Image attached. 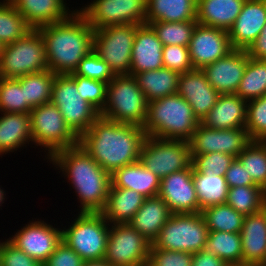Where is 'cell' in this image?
<instances>
[{"instance_id": "obj_48", "label": "cell", "mask_w": 266, "mask_h": 266, "mask_svg": "<svg viewBox=\"0 0 266 266\" xmlns=\"http://www.w3.org/2000/svg\"><path fill=\"white\" fill-rule=\"evenodd\" d=\"M191 264V253L150 248L147 266H191Z\"/></svg>"}, {"instance_id": "obj_10", "label": "cell", "mask_w": 266, "mask_h": 266, "mask_svg": "<svg viewBox=\"0 0 266 266\" xmlns=\"http://www.w3.org/2000/svg\"><path fill=\"white\" fill-rule=\"evenodd\" d=\"M138 24L111 25L94 30L93 50L115 75H130Z\"/></svg>"}, {"instance_id": "obj_52", "label": "cell", "mask_w": 266, "mask_h": 266, "mask_svg": "<svg viewBox=\"0 0 266 266\" xmlns=\"http://www.w3.org/2000/svg\"><path fill=\"white\" fill-rule=\"evenodd\" d=\"M248 56L257 60H266V24L263 26L259 36L246 50Z\"/></svg>"}, {"instance_id": "obj_8", "label": "cell", "mask_w": 266, "mask_h": 266, "mask_svg": "<svg viewBox=\"0 0 266 266\" xmlns=\"http://www.w3.org/2000/svg\"><path fill=\"white\" fill-rule=\"evenodd\" d=\"M48 69L45 45L38 29H31L14 43L3 46L0 78H19Z\"/></svg>"}, {"instance_id": "obj_18", "label": "cell", "mask_w": 266, "mask_h": 266, "mask_svg": "<svg viewBox=\"0 0 266 266\" xmlns=\"http://www.w3.org/2000/svg\"><path fill=\"white\" fill-rule=\"evenodd\" d=\"M158 195L168 205L172 214L202 211L195 191L192 165L161 179Z\"/></svg>"}, {"instance_id": "obj_45", "label": "cell", "mask_w": 266, "mask_h": 266, "mask_svg": "<svg viewBox=\"0 0 266 266\" xmlns=\"http://www.w3.org/2000/svg\"><path fill=\"white\" fill-rule=\"evenodd\" d=\"M76 82V88L82 99L89 102L99 113L106 102L107 83L84 78L74 73L69 74Z\"/></svg>"}, {"instance_id": "obj_25", "label": "cell", "mask_w": 266, "mask_h": 266, "mask_svg": "<svg viewBox=\"0 0 266 266\" xmlns=\"http://www.w3.org/2000/svg\"><path fill=\"white\" fill-rule=\"evenodd\" d=\"M247 101L236 94H220L216 104L200 122L211 129L245 128Z\"/></svg>"}, {"instance_id": "obj_54", "label": "cell", "mask_w": 266, "mask_h": 266, "mask_svg": "<svg viewBox=\"0 0 266 266\" xmlns=\"http://www.w3.org/2000/svg\"><path fill=\"white\" fill-rule=\"evenodd\" d=\"M82 266H112L107 260H91V261H84Z\"/></svg>"}, {"instance_id": "obj_21", "label": "cell", "mask_w": 266, "mask_h": 266, "mask_svg": "<svg viewBox=\"0 0 266 266\" xmlns=\"http://www.w3.org/2000/svg\"><path fill=\"white\" fill-rule=\"evenodd\" d=\"M177 93L190 104L193 114L200 122L216 104L220 95L201 69L181 73Z\"/></svg>"}, {"instance_id": "obj_13", "label": "cell", "mask_w": 266, "mask_h": 266, "mask_svg": "<svg viewBox=\"0 0 266 266\" xmlns=\"http://www.w3.org/2000/svg\"><path fill=\"white\" fill-rule=\"evenodd\" d=\"M77 10L94 30L111 25H144L147 0H92Z\"/></svg>"}, {"instance_id": "obj_37", "label": "cell", "mask_w": 266, "mask_h": 266, "mask_svg": "<svg viewBox=\"0 0 266 266\" xmlns=\"http://www.w3.org/2000/svg\"><path fill=\"white\" fill-rule=\"evenodd\" d=\"M266 94V60L249 57L236 95L250 101Z\"/></svg>"}, {"instance_id": "obj_46", "label": "cell", "mask_w": 266, "mask_h": 266, "mask_svg": "<svg viewBox=\"0 0 266 266\" xmlns=\"http://www.w3.org/2000/svg\"><path fill=\"white\" fill-rule=\"evenodd\" d=\"M74 74L109 83L116 75L110 66L92 50L78 64Z\"/></svg>"}, {"instance_id": "obj_20", "label": "cell", "mask_w": 266, "mask_h": 266, "mask_svg": "<svg viewBox=\"0 0 266 266\" xmlns=\"http://www.w3.org/2000/svg\"><path fill=\"white\" fill-rule=\"evenodd\" d=\"M266 24V0H246L228 31L232 49L247 50Z\"/></svg>"}, {"instance_id": "obj_23", "label": "cell", "mask_w": 266, "mask_h": 266, "mask_svg": "<svg viewBox=\"0 0 266 266\" xmlns=\"http://www.w3.org/2000/svg\"><path fill=\"white\" fill-rule=\"evenodd\" d=\"M241 235L243 266H264L266 256V207L245 216Z\"/></svg>"}, {"instance_id": "obj_2", "label": "cell", "mask_w": 266, "mask_h": 266, "mask_svg": "<svg viewBox=\"0 0 266 266\" xmlns=\"http://www.w3.org/2000/svg\"><path fill=\"white\" fill-rule=\"evenodd\" d=\"M74 189L79 212H101L111 187V175L81 146L59 150L48 160Z\"/></svg>"}, {"instance_id": "obj_56", "label": "cell", "mask_w": 266, "mask_h": 266, "mask_svg": "<svg viewBox=\"0 0 266 266\" xmlns=\"http://www.w3.org/2000/svg\"><path fill=\"white\" fill-rule=\"evenodd\" d=\"M3 46H4V45L0 42V56H1V54H2Z\"/></svg>"}, {"instance_id": "obj_16", "label": "cell", "mask_w": 266, "mask_h": 266, "mask_svg": "<svg viewBox=\"0 0 266 266\" xmlns=\"http://www.w3.org/2000/svg\"><path fill=\"white\" fill-rule=\"evenodd\" d=\"M188 142L191 154L220 152L237 157L251 140L245 128L219 130L199 123Z\"/></svg>"}, {"instance_id": "obj_55", "label": "cell", "mask_w": 266, "mask_h": 266, "mask_svg": "<svg viewBox=\"0 0 266 266\" xmlns=\"http://www.w3.org/2000/svg\"><path fill=\"white\" fill-rule=\"evenodd\" d=\"M5 196H6V191L0 187V209H2L1 208V206H3L2 204H4L6 198Z\"/></svg>"}, {"instance_id": "obj_39", "label": "cell", "mask_w": 266, "mask_h": 266, "mask_svg": "<svg viewBox=\"0 0 266 266\" xmlns=\"http://www.w3.org/2000/svg\"><path fill=\"white\" fill-rule=\"evenodd\" d=\"M236 159L253 182L266 191V141H251Z\"/></svg>"}, {"instance_id": "obj_41", "label": "cell", "mask_w": 266, "mask_h": 266, "mask_svg": "<svg viewBox=\"0 0 266 266\" xmlns=\"http://www.w3.org/2000/svg\"><path fill=\"white\" fill-rule=\"evenodd\" d=\"M196 24L197 20L185 22L156 21L148 23L161 40L163 46L180 45L185 47L189 46Z\"/></svg>"}, {"instance_id": "obj_3", "label": "cell", "mask_w": 266, "mask_h": 266, "mask_svg": "<svg viewBox=\"0 0 266 266\" xmlns=\"http://www.w3.org/2000/svg\"><path fill=\"white\" fill-rule=\"evenodd\" d=\"M45 45L48 69L71 74L93 50L94 29L77 10L65 20L38 28Z\"/></svg>"}, {"instance_id": "obj_29", "label": "cell", "mask_w": 266, "mask_h": 266, "mask_svg": "<svg viewBox=\"0 0 266 266\" xmlns=\"http://www.w3.org/2000/svg\"><path fill=\"white\" fill-rule=\"evenodd\" d=\"M246 0H197V23L229 31Z\"/></svg>"}, {"instance_id": "obj_27", "label": "cell", "mask_w": 266, "mask_h": 266, "mask_svg": "<svg viewBox=\"0 0 266 266\" xmlns=\"http://www.w3.org/2000/svg\"><path fill=\"white\" fill-rule=\"evenodd\" d=\"M0 156L15 152L32 144L29 113L0 112Z\"/></svg>"}, {"instance_id": "obj_4", "label": "cell", "mask_w": 266, "mask_h": 266, "mask_svg": "<svg viewBox=\"0 0 266 266\" xmlns=\"http://www.w3.org/2000/svg\"><path fill=\"white\" fill-rule=\"evenodd\" d=\"M200 121L178 93L148 102L143 131L147 136L188 142Z\"/></svg>"}, {"instance_id": "obj_7", "label": "cell", "mask_w": 266, "mask_h": 266, "mask_svg": "<svg viewBox=\"0 0 266 266\" xmlns=\"http://www.w3.org/2000/svg\"><path fill=\"white\" fill-rule=\"evenodd\" d=\"M29 114L32 145L45 149L44 160L59 150L79 145V137L66 124L60 110L52 102L34 107Z\"/></svg>"}, {"instance_id": "obj_50", "label": "cell", "mask_w": 266, "mask_h": 266, "mask_svg": "<svg viewBox=\"0 0 266 266\" xmlns=\"http://www.w3.org/2000/svg\"><path fill=\"white\" fill-rule=\"evenodd\" d=\"M83 262L84 260L74 250L61 241L42 266H82Z\"/></svg>"}, {"instance_id": "obj_1", "label": "cell", "mask_w": 266, "mask_h": 266, "mask_svg": "<svg viewBox=\"0 0 266 266\" xmlns=\"http://www.w3.org/2000/svg\"><path fill=\"white\" fill-rule=\"evenodd\" d=\"M146 137L141 126L99 116L79 137V146L111 175L118 168L139 160Z\"/></svg>"}, {"instance_id": "obj_22", "label": "cell", "mask_w": 266, "mask_h": 266, "mask_svg": "<svg viewBox=\"0 0 266 266\" xmlns=\"http://www.w3.org/2000/svg\"><path fill=\"white\" fill-rule=\"evenodd\" d=\"M162 51L163 44L154 30L148 24L140 25L133 42L130 75L163 68Z\"/></svg>"}, {"instance_id": "obj_31", "label": "cell", "mask_w": 266, "mask_h": 266, "mask_svg": "<svg viewBox=\"0 0 266 266\" xmlns=\"http://www.w3.org/2000/svg\"><path fill=\"white\" fill-rule=\"evenodd\" d=\"M180 75L181 73L178 71L163 67L158 70L136 73L133 77L144 93L147 102H150L176 94Z\"/></svg>"}, {"instance_id": "obj_34", "label": "cell", "mask_w": 266, "mask_h": 266, "mask_svg": "<svg viewBox=\"0 0 266 266\" xmlns=\"http://www.w3.org/2000/svg\"><path fill=\"white\" fill-rule=\"evenodd\" d=\"M193 181L200 209L226 204L228 185L225 176L204 174L193 168Z\"/></svg>"}, {"instance_id": "obj_47", "label": "cell", "mask_w": 266, "mask_h": 266, "mask_svg": "<svg viewBox=\"0 0 266 266\" xmlns=\"http://www.w3.org/2000/svg\"><path fill=\"white\" fill-rule=\"evenodd\" d=\"M162 60L164 68L185 73L193 68L188 47L180 45L163 46Z\"/></svg>"}, {"instance_id": "obj_33", "label": "cell", "mask_w": 266, "mask_h": 266, "mask_svg": "<svg viewBox=\"0 0 266 266\" xmlns=\"http://www.w3.org/2000/svg\"><path fill=\"white\" fill-rule=\"evenodd\" d=\"M204 250L219 257L228 266H243L240 233L209 231Z\"/></svg>"}, {"instance_id": "obj_38", "label": "cell", "mask_w": 266, "mask_h": 266, "mask_svg": "<svg viewBox=\"0 0 266 266\" xmlns=\"http://www.w3.org/2000/svg\"><path fill=\"white\" fill-rule=\"evenodd\" d=\"M209 231L240 233L245 216L227 204L213 205L201 211Z\"/></svg>"}, {"instance_id": "obj_15", "label": "cell", "mask_w": 266, "mask_h": 266, "mask_svg": "<svg viewBox=\"0 0 266 266\" xmlns=\"http://www.w3.org/2000/svg\"><path fill=\"white\" fill-rule=\"evenodd\" d=\"M30 220L8 240L31 258L43 264L62 241V229L44 220Z\"/></svg>"}, {"instance_id": "obj_12", "label": "cell", "mask_w": 266, "mask_h": 266, "mask_svg": "<svg viewBox=\"0 0 266 266\" xmlns=\"http://www.w3.org/2000/svg\"><path fill=\"white\" fill-rule=\"evenodd\" d=\"M139 161L163 179L192 165L189 142L147 136L141 147Z\"/></svg>"}, {"instance_id": "obj_17", "label": "cell", "mask_w": 266, "mask_h": 266, "mask_svg": "<svg viewBox=\"0 0 266 266\" xmlns=\"http://www.w3.org/2000/svg\"><path fill=\"white\" fill-rule=\"evenodd\" d=\"M188 50L193 68L202 69L233 49L227 31L197 23Z\"/></svg>"}, {"instance_id": "obj_36", "label": "cell", "mask_w": 266, "mask_h": 266, "mask_svg": "<svg viewBox=\"0 0 266 266\" xmlns=\"http://www.w3.org/2000/svg\"><path fill=\"white\" fill-rule=\"evenodd\" d=\"M55 75L47 69L42 72L26 74L18 78L20 83L24 85L26 103L32 109L51 102L52 84Z\"/></svg>"}, {"instance_id": "obj_32", "label": "cell", "mask_w": 266, "mask_h": 266, "mask_svg": "<svg viewBox=\"0 0 266 266\" xmlns=\"http://www.w3.org/2000/svg\"><path fill=\"white\" fill-rule=\"evenodd\" d=\"M197 0H147L146 24L196 20Z\"/></svg>"}, {"instance_id": "obj_5", "label": "cell", "mask_w": 266, "mask_h": 266, "mask_svg": "<svg viewBox=\"0 0 266 266\" xmlns=\"http://www.w3.org/2000/svg\"><path fill=\"white\" fill-rule=\"evenodd\" d=\"M148 102L131 75H116L108 84L106 102L100 116L123 124L143 127Z\"/></svg>"}, {"instance_id": "obj_30", "label": "cell", "mask_w": 266, "mask_h": 266, "mask_svg": "<svg viewBox=\"0 0 266 266\" xmlns=\"http://www.w3.org/2000/svg\"><path fill=\"white\" fill-rule=\"evenodd\" d=\"M145 197L128 188L112 184L104 209L100 212L110 224H127L141 208Z\"/></svg>"}, {"instance_id": "obj_43", "label": "cell", "mask_w": 266, "mask_h": 266, "mask_svg": "<svg viewBox=\"0 0 266 266\" xmlns=\"http://www.w3.org/2000/svg\"><path fill=\"white\" fill-rule=\"evenodd\" d=\"M246 124L251 141H266V94L247 101Z\"/></svg>"}, {"instance_id": "obj_57", "label": "cell", "mask_w": 266, "mask_h": 266, "mask_svg": "<svg viewBox=\"0 0 266 266\" xmlns=\"http://www.w3.org/2000/svg\"><path fill=\"white\" fill-rule=\"evenodd\" d=\"M264 266H266V256H265V260H264Z\"/></svg>"}, {"instance_id": "obj_53", "label": "cell", "mask_w": 266, "mask_h": 266, "mask_svg": "<svg viewBox=\"0 0 266 266\" xmlns=\"http://www.w3.org/2000/svg\"><path fill=\"white\" fill-rule=\"evenodd\" d=\"M191 266H228L219 257L201 250L197 253L192 254V264Z\"/></svg>"}, {"instance_id": "obj_24", "label": "cell", "mask_w": 266, "mask_h": 266, "mask_svg": "<svg viewBox=\"0 0 266 266\" xmlns=\"http://www.w3.org/2000/svg\"><path fill=\"white\" fill-rule=\"evenodd\" d=\"M32 29L67 19L75 10L66 0H9ZM65 1V2H64ZM70 9V10H69Z\"/></svg>"}, {"instance_id": "obj_51", "label": "cell", "mask_w": 266, "mask_h": 266, "mask_svg": "<svg viewBox=\"0 0 266 266\" xmlns=\"http://www.w3.org/2000/svg\"><path fill=\"white\" fill-rule=\"evenodd\" d=\"M228 188L256 185L245 167L235 158L225 174Z\"/></svg>"}, {"instance_id": "obj_35", "label": "cell", "mask_w": 266, "mask_h": 266, "mask_svg": "<svg viewBox=\"0 0 266 266\" xmlns=\"http://www.w3.org/2000/svg\"><path fill=\"white\" fill-rule=\"evenodd\" d=\"M226 204L248 216L266 207V191L257 185L228 188Z\"/></svg>"}, {"instance_id": "obj_49", "label": "cell", "mask_w": 266, "mask_h": 266, "mask_svg": "<svg viewBox=\"0 0 266 266\" xmlns=\"http://www.w3.org/2000/svg\"><path fill=\"white\" fill-rule=\"evenodd\" d=\"M2 241V242H1ZM0 241V266H42V264L18 249L8 239Z\"/></svg>"}, {"instance_id": "obj_6", "label": "cell", "mask_w": 266, "mask_h": 266, "mask_svg": "<svg viewBox=\"0 0 266 266\" xmlns=\"http://www.w3.org/2000/svg\"><path fill=\"white\" fill-rule=\"evenodd\" d=\"M68 226L62 228V241L84 261L104 259L110 223L100 212H78Z\"/></svg>"}, {"instance_id": "obj_28", "label": "cell", "mask_w": 266, "mask_h": 266, "mask_svg": "<svg viewBox=\"0 0 266 266\" xmlns=\"http://www.w3.org/2000/svg\"><path fill=\"white\" fill-rule=\"evenodd\" d=\"M161 179L149 171L138 160L118 168L111 174V184L115 188L132 189L145 198L157 196Z\"/></svg>"}, {"instance_id": "obj_11", "label": "cell", "mask_w": 266, "mask_h": 266, "mask_svg": "<svg viewBox=\"0 0 266 266\" xmlns=\"http://www.w3.org/2000/svg\"><path fill=\"white\" fill-rule=\"evenodd\" d=\"M51 102L60 110L66 124L78 137L100 116L89 102L82 99L75 80L69 74L55 75Z\"/></svg>"}, {"instance_id": "obj_26", "label": "cell", "mask_w": 266, "mask_h": 266, "mask_svg": "<svg viewBox=\"0 0 266 266\" xmlns=\"http://www.w3.org/2000/svg\"><path fill=\"white\" fill-rule=\"evenodd\" d=\"M171 215L168 205L157 195L144 199L129 224L153 244Z\"/></svg>"}, {"instance_id": "obj_42", "label": "cell", "mask_w": 266, "mask_h": 266, "mask_svg": "<svg viewBox=\"0 0 266 266\" xmlns=\"http://www.w3.org/2000/svg\"><path fill=\"white\" fill-rule=\"evenodd\" d=\"M26 103L24 85L17 78H0V112L30 113Z\"/></svg>"}, {"instance_id": "obj_40", "label": "cell", "mask_w": 266, "mask_h": 266, "mask_svg": "<svg viewBox=\"0 0 266 266\" xmlns=\"http://www.w3.org/2000/svg\"><path fill=\"white\" fill-rule=\"evenodd\" d=\"M32 28L9 0H0V42L14 43Z\"/></svg>"}, {"instance_id": "obj_9", "label": "cell", "mask_w": 266, "mask_h": 266, "mask_svg": "<svg viewBox=\"0 0 266 266\" xmlns=\"http://www.w3.org/2000/svg\"><path fill=\"white\" fill-rule=\"evenodd\" d=\"M208 233L201 212L172 214L151 248L194 254L204 250Z\"/></svg>"}, {"instance_id": "obj_19", "label": "cell", "mask_w": 266, "mask_h": 266, "mask_svg": "<svg viewBox=\"0 0 266 266\" xmlns=\"http://www.w3.org/2000/svg\"><path fill=\"white\" fill-rule=\"evenodd\" d=\"M249 59L246 50L233 49L201 70L219 94H236Z\"/></svg>"}, {"instance_id": "obj_14", "label": "cell", "mask_w": 266, "mask_h": 266, "mask_svg": "<svg viewBox=\"0 0 266 266\" xmlns=\"http://www.w3.org/2000/svg\"><path fill=\"white\" fill-rule=\"evenodd\" d=\"M151 245L129 223L110 224L104 259L112 266H147Z\"/></svg>"}, {"instance_id": "obj_44", "label": "cell", "mask_w": 266, "mask_h": 266, "mask_svg": "<svg viewBox=\"0 0 266 266\" xmlns=\"http://www.w3.org/2000/svg\"><path fill=\"white\" fill-rule=\"evenodd\" d=\"M192 166L197 172L225 176L236 157L233 155L212 152L208 154H191Z\"/></svg>"}]
</instances>
